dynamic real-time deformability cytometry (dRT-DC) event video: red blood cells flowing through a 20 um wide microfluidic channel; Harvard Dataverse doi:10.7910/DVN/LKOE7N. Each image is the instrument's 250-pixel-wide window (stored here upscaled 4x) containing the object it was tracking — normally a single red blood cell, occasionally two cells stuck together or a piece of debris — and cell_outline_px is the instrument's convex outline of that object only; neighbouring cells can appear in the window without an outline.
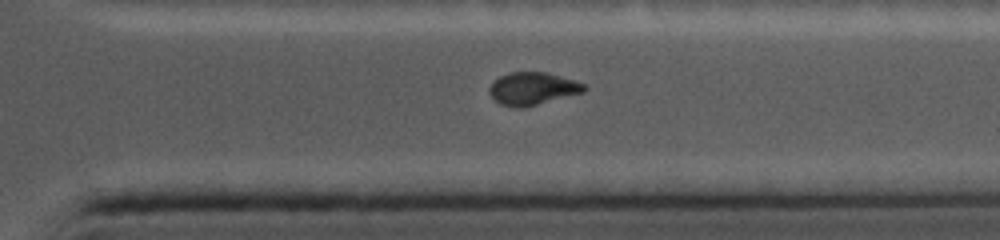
{"species": "common noctule bat (a hibernating species)", "species_latin": "Nyctalus noctula", "temperature_condition": "cold", "stored_images_in_passage": 19, "camera_frame_rate_fps": 5000, "um_per_image_px": 0.085, "animal": {"sex": "female", "body_mass_g": 19.0, "forearm_length_mm": 56.7}, "frame": {"image": 1, "passage_image": 16, "time_ms": 9.2, "image_size_px": [1000, 240], "cell_outline_px": [[584, 92], [524, 108], [516, 108], [500, 104], [488, 92], [488, 88], [500, 76], [508, 72], [544, 72], [576, 80], [584, 84]], "centroid_in_image_um": [45.26, 7.54], "position_along_channel_um": 366.1, "area_um2": 17.92}}